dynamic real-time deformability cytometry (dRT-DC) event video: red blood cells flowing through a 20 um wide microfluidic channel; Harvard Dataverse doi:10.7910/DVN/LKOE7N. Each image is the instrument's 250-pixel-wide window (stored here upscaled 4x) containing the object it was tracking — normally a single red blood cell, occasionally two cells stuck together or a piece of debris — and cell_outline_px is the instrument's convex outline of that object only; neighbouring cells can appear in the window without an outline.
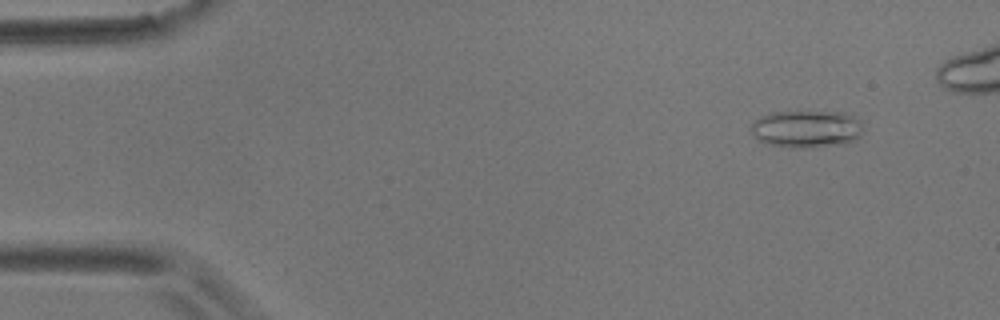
{"species": "common noctule bat (a hibernating species)", "species_latin": "Nyctalus noctula", "temperature_condition": "room temperature", "stored_images_in_passage": 46, "camera_frame_rate_fps": 3000, "um_per_image_px": 0.085, "animal": {"sex": "male", "body_mass_g": 17.9}, "frame": {"image": 1, "passage_image": 1, "time_ms": 0.0, "image_size_px": [1000, 320], "cell_outline_px": [[860, 136], [856, 140], [844, 144], [804, 148], [796, 148], [772, 144], [756, 140], [752, 132], [752, 120], [772, 112], [844, 112], [860, 120]], "centroid_in_image_um": [68.54, 10.96], "position_along_channel_um": 16.5, "area_um2": 24.28}}
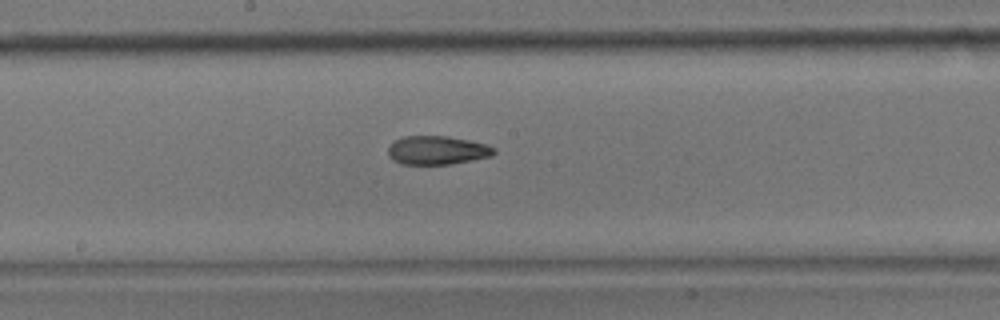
{"frame": {"image": 2, "passage_image": 25, "time_ms": 8.0, "image_size_px": [1000, 320], "cell_outline_px": [[496, 152], [492, 156], [452, 164], [400, 164], [392, 160], [388, 156], [388, 148], [396, 140], [404, 136], [448, 136], [468, 140], [484, 144], [496, 148]], "centroid_in_image_um": [37.16, 12.78], "position_along_channel_um": 211.0, "area_um2": 17.69}}
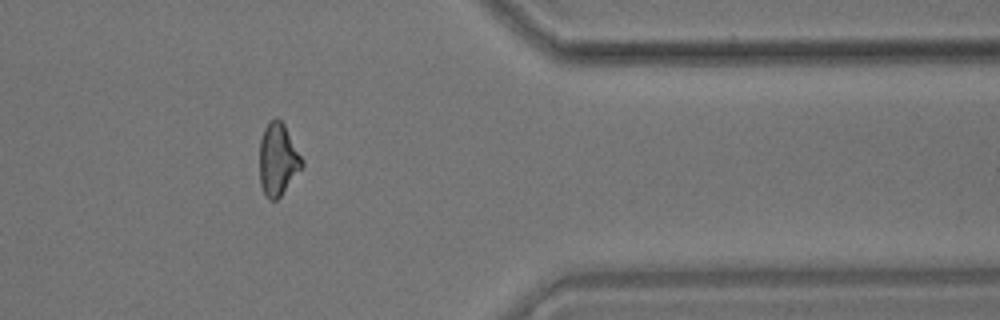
{"frame": {"image": 3, "passage_image": 41, "time_ms": 13.333, "image_size_px": [1000, 320], "cell_outline_px": [[304, 164], [280, 196], [276, 200], [268, 200], [260, 184], [260, 140], [264, 128], [268, 120], [276, 116], [284, 124], [304, 160]], "centroid_in_image_um": [23.61, 13.51], "position_along_channel_um": 387.8, "area_um2": 17.86}, "authors_computed_cell_mechanics": {"area_um2": 18.2937, "velocity_mm_per_s": 3.6398, "shape_relaxation_time_tau1_ms": 9.7308, "shape_relaxation_time_tau2_ms": 2.2237, "deformation_change_tau1": 0.2196, "deformation_change_tau2": 0.0994}}